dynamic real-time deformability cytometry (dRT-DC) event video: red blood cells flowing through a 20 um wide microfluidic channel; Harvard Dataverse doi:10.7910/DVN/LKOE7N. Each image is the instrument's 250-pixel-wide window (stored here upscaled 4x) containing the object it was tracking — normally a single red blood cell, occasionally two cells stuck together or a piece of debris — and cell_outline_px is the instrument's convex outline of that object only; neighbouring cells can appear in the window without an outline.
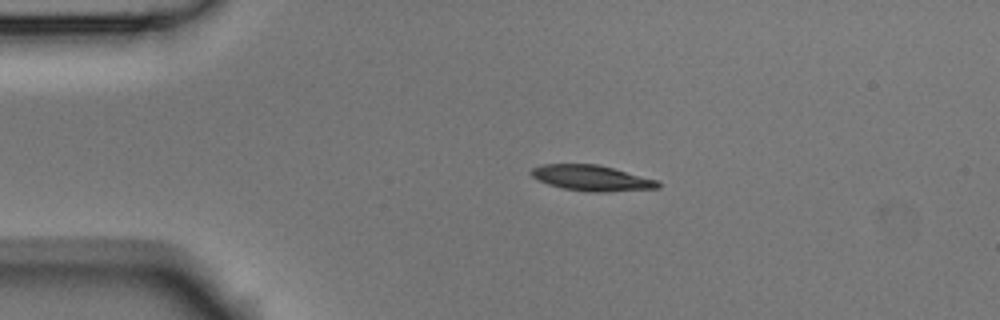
{"species": "Egyptian fruit bat (a non-hibernating species)", "species_latin": "Rousettus aegyptiacus", "temperature_condition": "room temperature", "stored_images_in_passage": 2, "camera_frame_rate_fps": 3000, "um_per_image_px": 0.085, "animal": {"sex": "male"}, "frame": {"image": 1, "passage_image": 1, "time_ms": 0.0, "image_size_px": [1000, 320], "cell_outline_px": [[660, 188], [604, 192], [588, 192], [564, 188], [548, 184], [532, 176], [528, 172], [532, 168], [544, 164], [596, 164], [612, 168], [656, 180], [660, 184]], "centroid_in_image_um": [50.26, 15.13], "position_along_channel_um": 34.7, "area_um2": 18.67}}